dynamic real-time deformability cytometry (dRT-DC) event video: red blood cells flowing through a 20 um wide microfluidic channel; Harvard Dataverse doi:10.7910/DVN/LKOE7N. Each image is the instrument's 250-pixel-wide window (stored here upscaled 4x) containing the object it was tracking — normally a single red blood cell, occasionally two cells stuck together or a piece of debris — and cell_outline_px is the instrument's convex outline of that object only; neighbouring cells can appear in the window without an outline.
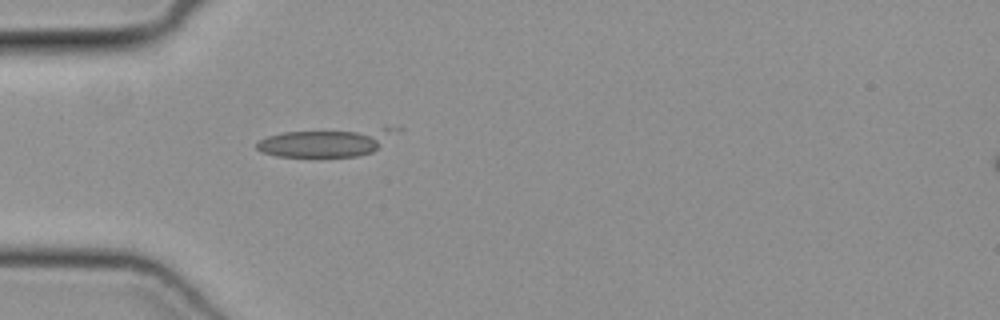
{"species": "common noctule bat (a hibernating species)", "species_latin": "Nyctalus noctula", "temperature_condition": "cold", "stored_images_in_passage": 26, "camera_frame_rate_fps": 3000, "um_per_image_px": 0.085, "animal": {"sex": "female", "body_mass_g": 19.3, "forearm_length_mm": 54.1}, "frame": {"image": 1, "passage_image": 1, "time_ms": 0.0, "image_size_px": [1000, 320], "cell_outline_px": [[404, 128], [400, 132], [372, 152], [356, 156], [276, 156], [260, 152], [256, 148], [256, 144], [260, 140], [268, 136], [284, 132], [380, 128]], "centroid_in_image_um": [27.76, 12.1], "position_along_channel_um": 57.2, "area_um2": 22.66}}
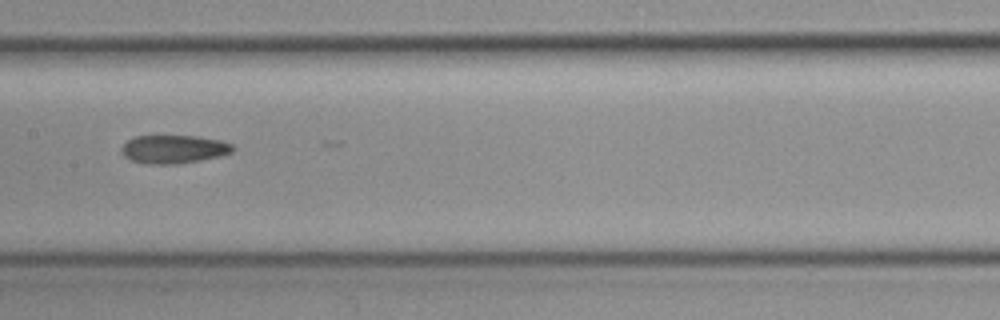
{"frame": {"image": 2, "passage_image": 11, "time_ms": 3.333, "image_size_px": [1000, 320], "cell_outline_px": [[236, 148], [232, 152], [220, 156], [200, 160], [176, 164], [148, 164], [132, 160], [124, 156], [124, 144], [128, 140], [136, 136], [196, 136], [220, 140], [232, 144]], "centroid_in_image_um": [14.83, 12.68], "position_along_channel_um": 192.6, "area_um2": 18.15}}
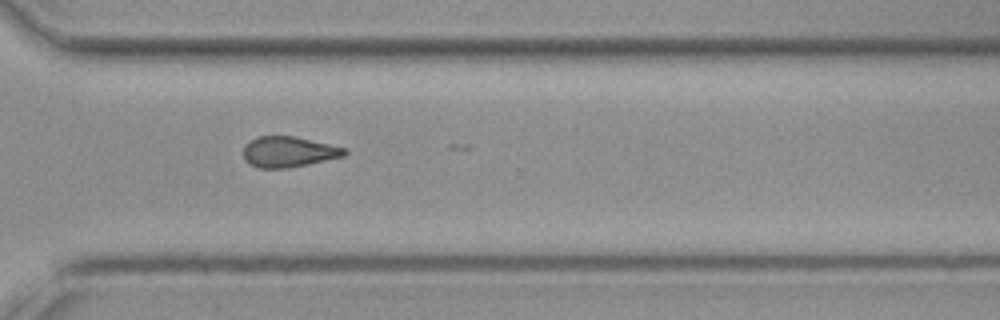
{"frame": {"image": 3, "passage_image": 22, "time_ms": 7.0, "image_size_px": [1000, 320], "cell_outline_px": [[348, 152], [344, 156], [308, 164], [288, 168], [260, 168], [248, 164], [244, 160], [244, 144], [248, 140], [256, 136], [292, 136], [328, 144], [344, 148]], "centroid_in_image_um": [24.46, 12.91], "position_along_channel_um": 346.1, "area_um2": 18.03}}